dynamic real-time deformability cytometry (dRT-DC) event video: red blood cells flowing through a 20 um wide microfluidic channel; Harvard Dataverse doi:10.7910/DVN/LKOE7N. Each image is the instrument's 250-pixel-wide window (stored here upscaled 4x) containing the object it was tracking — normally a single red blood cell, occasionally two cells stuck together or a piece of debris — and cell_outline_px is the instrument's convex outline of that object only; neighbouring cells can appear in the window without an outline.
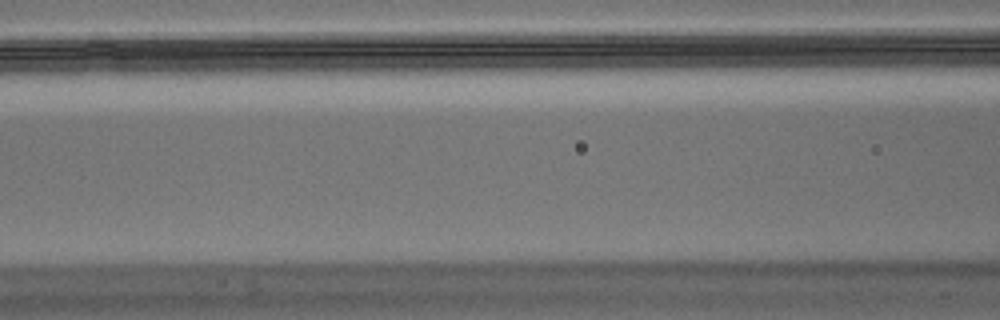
{"species": "Egyptian fruit bat (a non-hibernating species)", "species_latin": "Rousettus aegyptiacus", "temperature_condition": "warm", "stored_images_in_passage": 3, "camera_frame_rate_fps": 3000, "um_per_image_px": 0.085, "animal": {"sex": "male"}, "frame": {"image": 1, "passage_image": 3, "time_ms": 0.667, "image_size_px": [1000, 320], "cell_outline_px": [[944, 36], [928, 52], [904, 68], [884, 68], [776, 52], [768, 40], [772, 36]], "centroid_in_image_um": [72.98, 4.14], "position_along_channel_um": 93.6, "area_um2": 28.96}}